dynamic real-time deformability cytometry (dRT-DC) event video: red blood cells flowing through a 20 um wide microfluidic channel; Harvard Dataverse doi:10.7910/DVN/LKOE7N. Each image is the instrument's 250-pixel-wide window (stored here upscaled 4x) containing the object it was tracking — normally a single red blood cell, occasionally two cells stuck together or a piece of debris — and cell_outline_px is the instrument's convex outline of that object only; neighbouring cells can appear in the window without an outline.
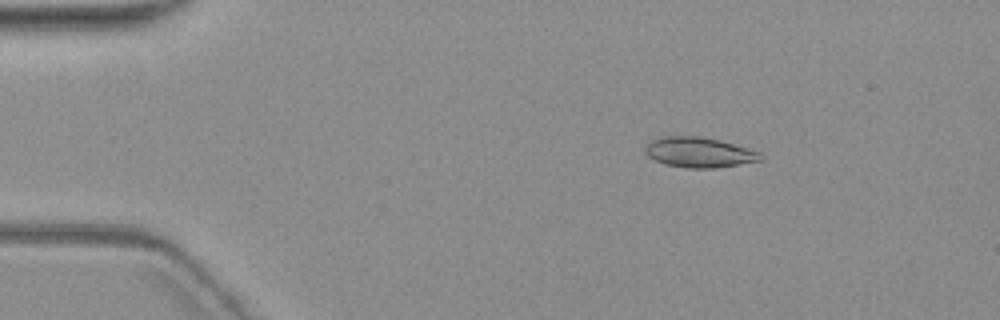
{"species": "common noctule bat (a hibernating species)", "species_latin": "Nyctalus noctula", "temperature_condition": "warm", "stored_images_in_passage": 5, "camera_frame_rate_fps": 3000, "um_per_image_px": 0.085, "animal": {"sex": "female", "body_mass_g": 19.3, "forearm_length_mm": 54.1}, "frame": {"image": 1, "passage_image": 3, "time_ms": 2.667, "image_size_px": [1000, 320], "cell_outline_px": [[764, 160], [716, 168], [688, 168], [664, 164], [648, 156], [644, 152], [644, 148], [652, 140], [664, 136], [700, 136], [720, 140], [760, 152], [764, 156]], "centroid_in_image_um": [59.44, 12.95], "position_along_channel_um": 25.6, "area_um2": 20.35}}